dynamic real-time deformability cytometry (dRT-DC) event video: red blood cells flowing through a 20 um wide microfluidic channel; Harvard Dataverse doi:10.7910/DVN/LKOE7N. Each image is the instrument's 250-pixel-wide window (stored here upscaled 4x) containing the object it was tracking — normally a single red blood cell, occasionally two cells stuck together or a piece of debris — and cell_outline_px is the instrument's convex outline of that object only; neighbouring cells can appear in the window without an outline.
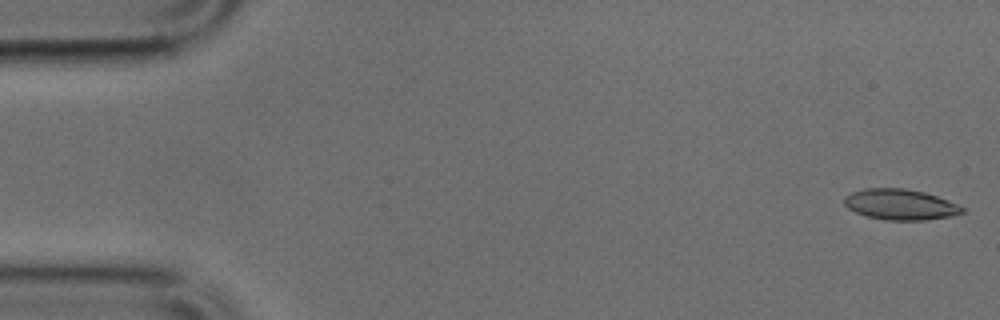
{"species": "common noctule bat (a hibernating species)", "species_latin": "Nyctalus noctula", "temperature_condition": "cold", "stored_images_in_passage": 41, "camera_frame_rate_fps": 3000, "um_per_image_px": 0.085, "animal": {"sex": "male", "body_mass_g": 17.9, "forearm_length_mm": 54.2}, "frame": {"image": 1, "passage_image": 1, "time_ms": 0.0, "image_size_px": [1000, 320], "cell_outline_px": [[964, 212], [952, 216], [924, 220], [888, 220], [868, 216], [856, 212], [848, 208], [844, 204], [844, 196], [852, 192], [864, 188], [904, 188], [924, 192], [936, 196], [956, 204], [964, 208]], "centroid_in_image_um": [76.5, 17.38], "position_along_channel_um": 8.5, "area_um2": 20.92}}
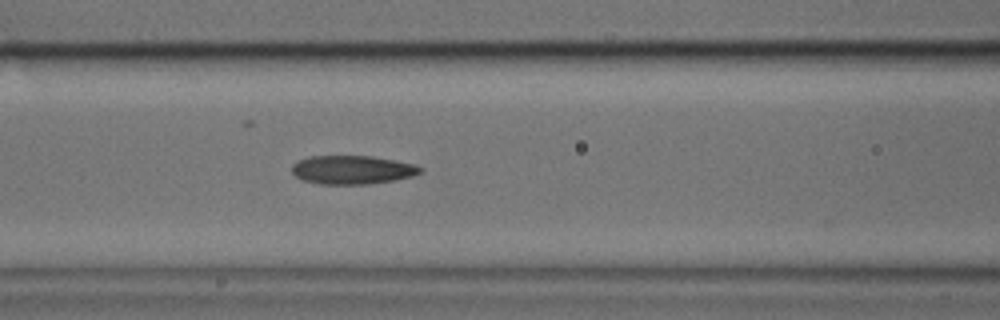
{"frame": {"image": 2, "passage_image": 20, "time_ms": 6.333, "image_size_px": [1000, 320], "cell_outline_px": [[424, 172], [412, 176], [396, 180], [368, 184], [320, 184], [304, 180], [296, 176], [292, 172], [292, 164], [308, 156], [372, 156], [396, 160], [416, 164], [424, 168]], "centroid_in_image_um": [30.01, 14.43], "position_along_channel_um": 136.6, "area_um2": 21.62}}
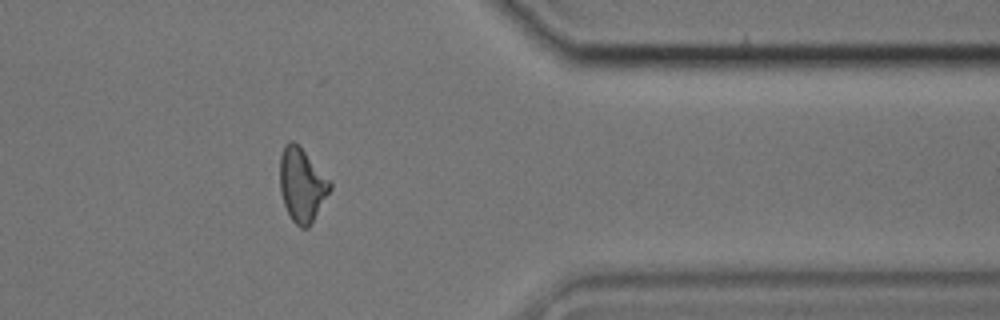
{"frame": {"image": 3, "passage_image": 40, "time_ms": 13.0, "image_size_px": [1000, 320], "cell_outline_px": [[332, 188], [308, 228], [300, 228], [292, 220], [284, 204], [280, 192], [280, 156], [284, 148], [292, 140], [304, 152], [332, 184]], "centroid_in_image_um": [25.65, 15.77], "position_along_channel_um": 385.8, "area_um2": 20.81}}